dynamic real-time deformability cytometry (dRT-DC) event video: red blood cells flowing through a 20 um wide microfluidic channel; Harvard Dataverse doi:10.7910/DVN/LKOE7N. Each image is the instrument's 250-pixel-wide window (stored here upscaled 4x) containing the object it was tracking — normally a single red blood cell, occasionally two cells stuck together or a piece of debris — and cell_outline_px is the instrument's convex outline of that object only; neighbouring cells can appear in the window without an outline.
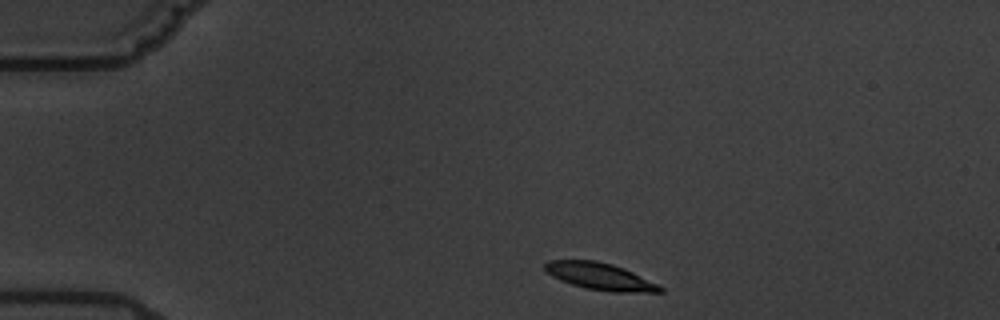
{"species": "common noctule bat (a hibernating species)", "species_latin": "Nyctalus noctula", "temperature_condition": "warm", "stored_images_in_passage": 5, "camera_frame_rate_fps": 3000, "um_per_image_px": 0.085, "animal": {"sex": "male", "body_mass_g": 19.5, "forearm_length_mm": 54.6}, "frame": {"image": 1, "passage_image": 1, "time_ms": 0.0, "image_size_px": [1000, 320], "cell_outline_px": [[664, 292], [612, 292], [584, 288], [560, 280], [552, 276], [544, 268], [544, 264], [548, 260], [596, 260], [612, 264], [624, 268], [664, 288]], "centroid_in_image_um": [50.98, 23.49], "position_along_channel_um": 34.0, "area_um2": 17.98}}
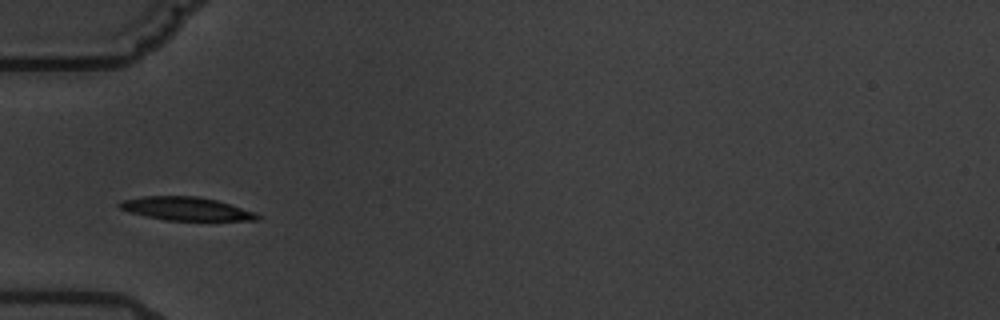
{"frame": {"image": 2, "passage_image": 3, "time_ms": 2.667, "image_size_px": [1000, 320], "cell_outline_px": [[260, 220], [168, 220], [144, 216], [128, 212], [120, 208], [116, 204], [124, 200], [144, 196], [196, 196], [216, 200], [252, 212], [260, 216]], "centroid_in_image_um": [15.74, 17.74], "position_along_channel_um": 69.3, "area_um2": 18.38}}